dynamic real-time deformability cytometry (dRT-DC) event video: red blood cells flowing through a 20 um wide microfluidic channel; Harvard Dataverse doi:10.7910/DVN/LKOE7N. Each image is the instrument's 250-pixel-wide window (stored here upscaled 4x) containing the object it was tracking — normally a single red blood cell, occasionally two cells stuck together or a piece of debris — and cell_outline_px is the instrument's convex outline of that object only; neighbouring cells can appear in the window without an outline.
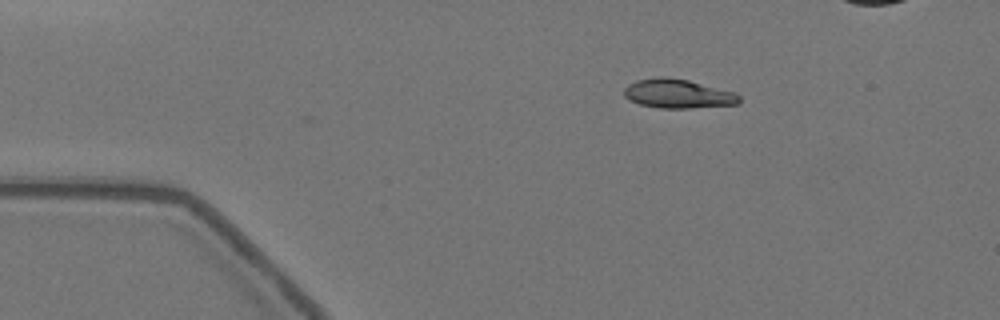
{"species": "Egyptian fruit bat (a non-hibernating species)", "species_latin": "Rousettus aegyptiacus", "temperature_condition": "warm", "stored_images_in_passage": 42, "camera_frame_rate_fps": 3000, "um_per_image_px": 0.085, "animal": {"sex": "female"}, "frame": {"image": 1, "passage_image": 1, "time_ms": 0.0, "image_size_px": [1000, 320], "cell_outline_px": [[740, 104], [688, 108], [660, 108], [640, 104], [628, 100], [624, 96], [624, 88], [628, 84], [636, 80], [660, 76], [668, 76], [688, 80], [736, 92], [740, 96]], "centroid_in_image_um": [57.62, 7.96], "position_along_channel_um": 27.4, "area_um2": 19.71}}
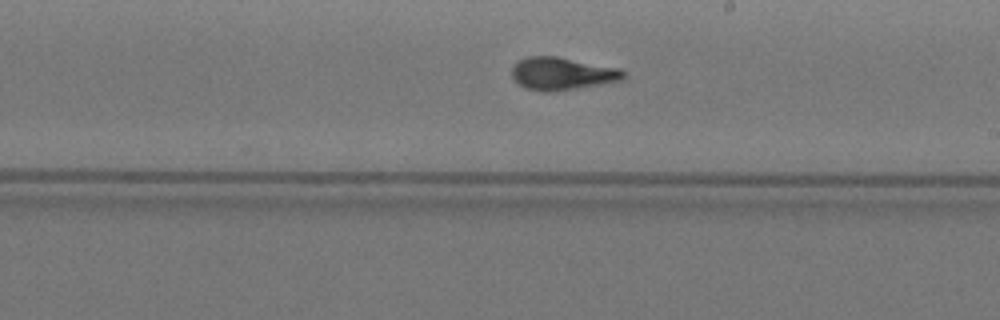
{"frame": {"image": 2, "passage_image": 24, "time_ms": 7.667, "image_size_px": [1000, 320], "cell_outline_px": [[628, 76], [620, 80], [600, 84], [548, 92], [544, 92], [528, 88], [520, 84], [512, 76], [512, 68], [520, 60], [528, 56], [556, 56], [620, 68]], "centroid_in_image_um": [47.81, 6.24], "position_along_channel_um": 241.2, "area_um2": 20.87}}
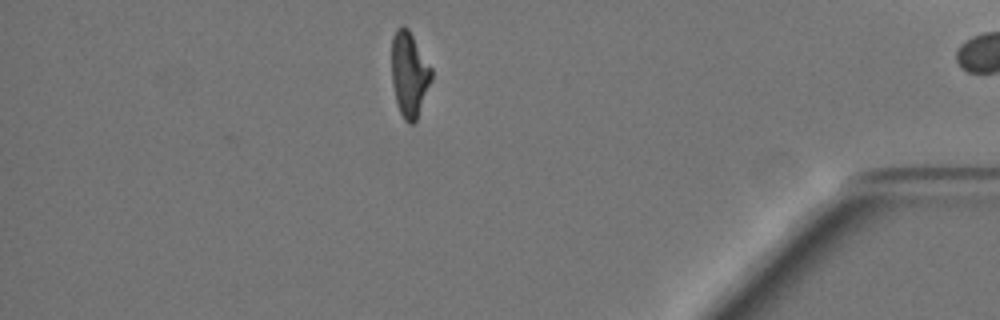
{"frame": {"image": 3, "passage_image": 41, "time_ms": 13.333, "image_size_px": [1000, 320], "cell_outline_px": [[432, 80], [416, 120], [412, 124], [408, 124], [404, 120], [400, 112], [396, 100], [392, 84], [392, 36], [396, 28], [400, 24], [404, 24], [408, 28], [432, 68]], "centroid_in_image_um": [34.79, 6.28], "position_along_channel_um": 400.4, "area_um2": 19.83}, "authors_computed_cell_mechanics": {"area_um2": 20.4901, "velocity_mm_per_s": 3.5352, "shape_relaxation_time_tau1_ms": 7.9209, "shape_relaxation_time_tau2_ms": 1.0207, "deformation_change_tau1": 0.2387, "deformation_change_tau2": 0.0587}}